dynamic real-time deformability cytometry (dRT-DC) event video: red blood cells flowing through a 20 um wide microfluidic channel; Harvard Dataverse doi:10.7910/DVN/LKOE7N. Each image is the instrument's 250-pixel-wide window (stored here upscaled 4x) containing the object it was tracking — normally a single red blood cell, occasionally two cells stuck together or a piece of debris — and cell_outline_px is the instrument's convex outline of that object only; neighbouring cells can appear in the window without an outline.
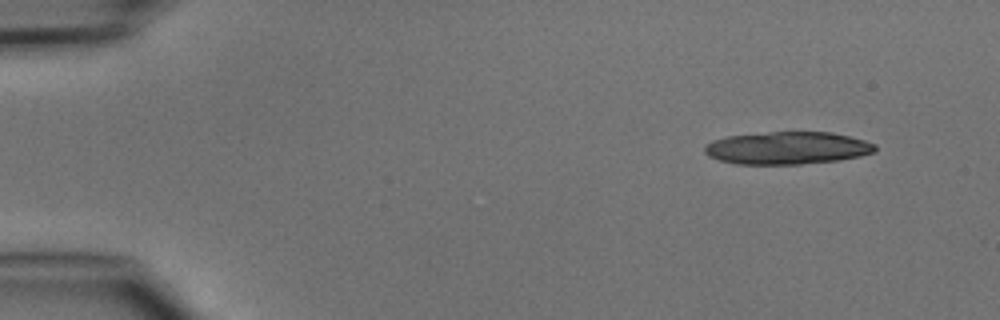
{"species": "common noctule bat (a hibernating species)", "species_latin": "Nyctalus noctula", "temperature_condition": "cold", "stored_images_in_passage": 5, "camera_frame_rate_fps": 3000, "um_per_image_px": 0.085, "animal": {"sex": "male", "body_mass_g": 15.6}, "frame": {"image": 1, "passage_image": 1, "time_ms": 0.0, "image_size_px": [1000, 320], "cell_outline_px": [[876, 152], [860, 156], [836, 160], [800, 164], [736, 164], [720, 160], [708, 156], [704, 152], [704, 148], [712, 140], [728, 136], [772, 132], [832, 132], [864, 140], [876, 144]], "centroid_in_image_um": [66.93, 12.58], "position_along_channel_um": 18.1, "area_um2": 32.19}}